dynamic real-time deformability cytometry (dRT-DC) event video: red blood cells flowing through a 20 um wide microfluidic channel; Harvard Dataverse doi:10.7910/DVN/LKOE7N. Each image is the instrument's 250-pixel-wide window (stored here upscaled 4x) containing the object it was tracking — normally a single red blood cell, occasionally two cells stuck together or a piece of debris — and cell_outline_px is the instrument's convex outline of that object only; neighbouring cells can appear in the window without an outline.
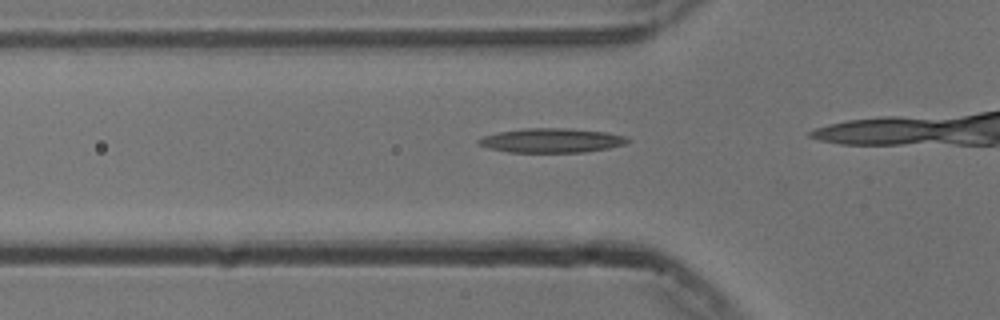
{"species": "common noctule bat (a hibernating species)", "species_latin": "Nyctalus noctula", "temperature_condition": "cold", "stored_images_in_passage": 14, "camera_frame_rate_fps": 3000, "um_per_image_px": 0.085, "animal": {"sex": "male", "body_mass_g": 13.3}, "frame": {"image": 1, "passage_image": 11, "time_ms": 3.333, "image_size_px": [1000, 320], "cell_outline_px": [[632, 140], [624, 144], [608, 148], [584, 152], [508, 152], [488, 148], [476, 144], [476, 140], [484, 136], [500, 132], [524, 128], [568, 128], [604, 132], [628, 136]], "centroid_in_image_um": [46.88, 11.94], "position_along_channel_um": 78.9, "area_um2": 21.15}}